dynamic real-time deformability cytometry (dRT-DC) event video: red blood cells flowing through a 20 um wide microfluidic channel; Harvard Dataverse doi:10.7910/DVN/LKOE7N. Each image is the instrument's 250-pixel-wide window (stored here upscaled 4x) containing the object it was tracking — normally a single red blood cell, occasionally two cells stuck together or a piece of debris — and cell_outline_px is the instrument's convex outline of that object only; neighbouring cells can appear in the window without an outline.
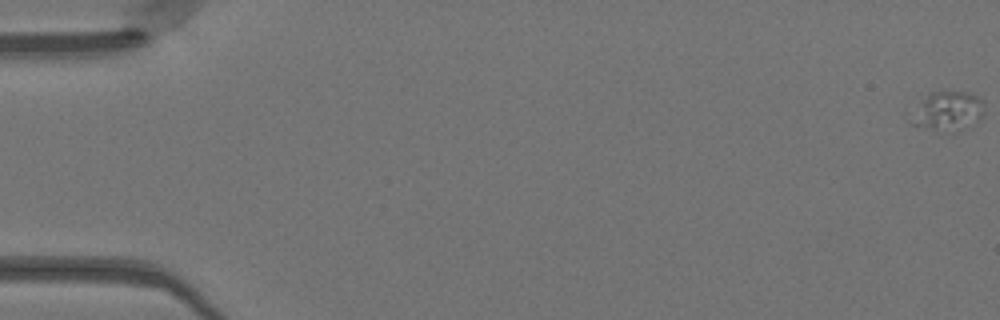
{"species": "Egyptian fruit bat (a non-hibernating species)", "species_latin": "Rousettus aegyptiacus", "temperature_condition": "warm", "stored_images_in_passage": 50, "camera_frame_rate_fps": 3000, "um_per_image_px": 0.085, "animal": {"sex": "female"}, "frame": {"image": 1, "passage_image": 1, "time_ms": 0.0, "image_size_px": [1000, 320], "cell_outline_px": [[984, 116], [976, 124], [968, 128], [956, 132], [944, 132], [924, 128], [908, 124], [904, 120], [904, 108], [928, 92], [968, 92], [984, 100]], "centroid_in_image_um": [80.35, 9.47], "position_along_channel_um": 4.6, "area_um2": 18.79}}
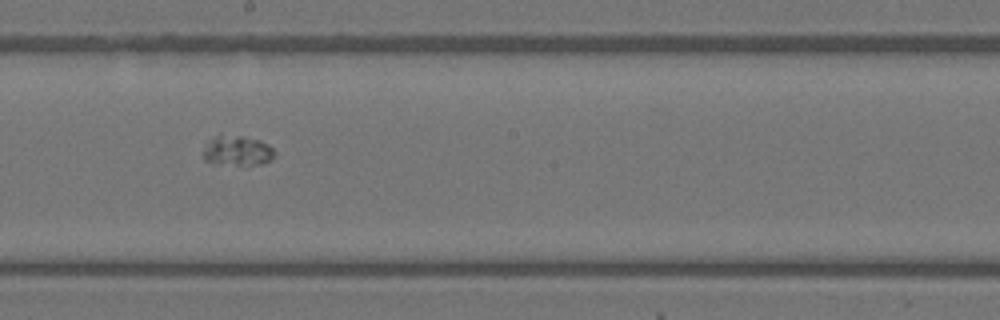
{"frame": {"image": 2, "passage_image": 29, "time_ms": 9.333, "image_size_px": [1000, 320], "cell_outline_px": [[276, 156], [272, 160], [264, 164], [244, 168], [216, 164], [204, 160], [200, 152], [208, 140], [216, 136], [244, 136], [260, 140], [268, 144], [276, 152]], "centroid_in_image_um": [20.18, 12.88], "position_along_channel_um": 228.0, "area_um2": 13.41}}
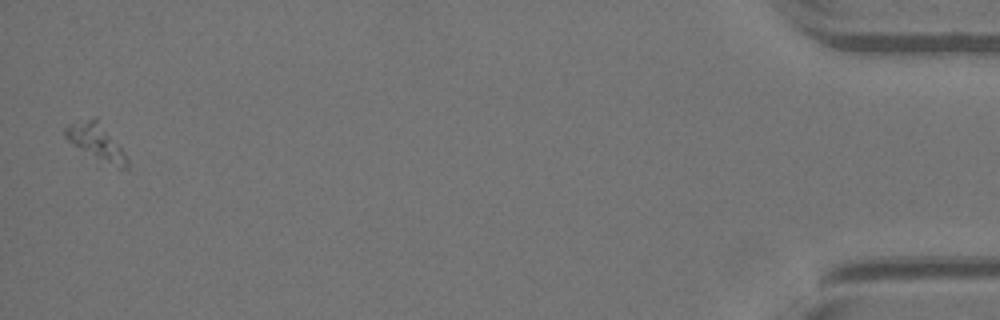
{"frame": {"image": 3, "passage_image": 50, "time_ms": 16.333, "image_size_px": [1000, 320], "cell_outline_px": [[128, 168], [120, 168], [72, 144], [64, 136], [64, 128], [68, 124], [96, 116], [124, 152], [128, 160]], "centroid_in_image_um": [8.16, 11.99], "position_along_channel_um": 427.0, "area_um2": 12.37}}